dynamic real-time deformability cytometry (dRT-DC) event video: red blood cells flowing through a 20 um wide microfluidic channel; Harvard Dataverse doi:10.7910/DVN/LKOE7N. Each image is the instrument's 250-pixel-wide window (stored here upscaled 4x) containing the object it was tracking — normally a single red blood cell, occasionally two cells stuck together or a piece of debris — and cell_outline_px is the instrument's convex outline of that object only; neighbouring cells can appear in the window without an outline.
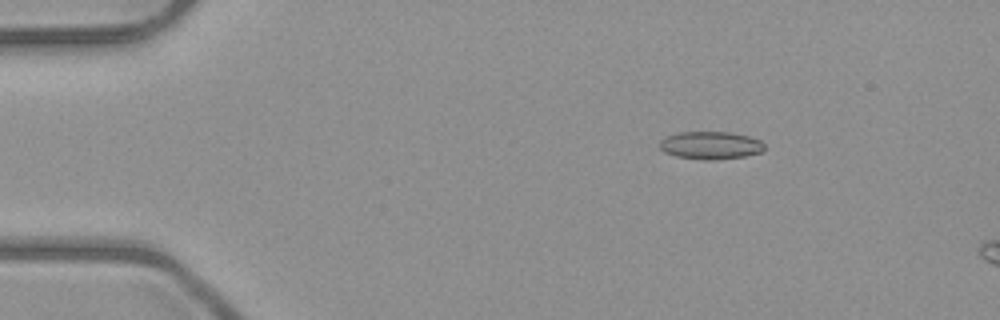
{"species": "common noctule bat (a hibernating species)", "species_latin": "Nyctalus noctula", "temperature_condition": "room temperature", "stored_images_in_passage": 4, "camera_frame_rate_fps": 3000, "um_per_image_px": 0.085, "animal": {"sex": "male", "body_mass_g": 23.1, "forearm_length_mm": 52.7}, "frame": {"image": 1, "passage_image": 2, "time_ms": 2.0, "image_size_px": [1000, 320], "cell_outline_px": [[764, 152], [744, 156], [716, 160], [704, 160], [676, 156], [664, 152], [660, 148], [660, 140], [664, 136], [680, 132], [732, 132], [748, 136], [760, 140], [764, 144]], "centroid_in_image_um": [60.4, 12.35], "position_along_channel_um": 24.6, "area_um2": 17.11}}